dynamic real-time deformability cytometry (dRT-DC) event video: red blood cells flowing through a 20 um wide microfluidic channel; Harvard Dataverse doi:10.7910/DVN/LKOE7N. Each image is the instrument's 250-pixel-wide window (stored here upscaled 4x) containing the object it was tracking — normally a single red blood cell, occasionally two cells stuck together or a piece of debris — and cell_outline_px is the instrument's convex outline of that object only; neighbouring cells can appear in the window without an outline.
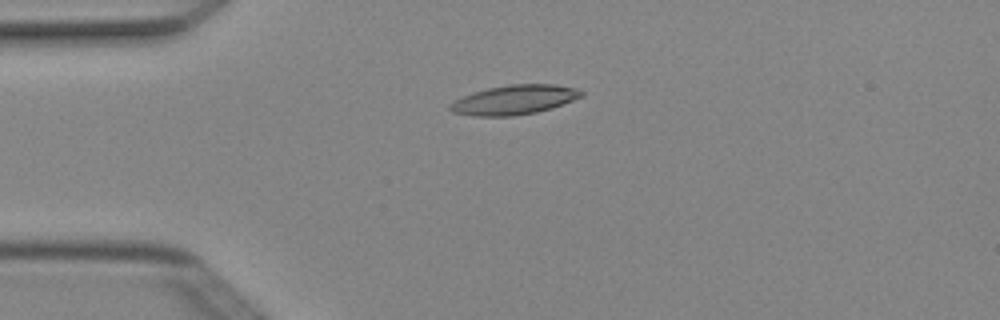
{"species": "Egyptian fruit bat (a non-hibernating species)", "species_latin": "Rousettus aegyptiacus", "temperature_condition": "cold", "stored_images_in_passage": 5, "camera_frame_rate_fps": 3000, "um_per_image_px": 0.085, "animal": {"sex": "female"}, "frame": {"image": 1, "passage_image": 4, "time_ms": 1.0, "image_size_px": [1000, 320], "cell_outline_px": [[584, 96], [552, 108], [536, 112], [512, 116], [472, 116], [452, 112], [448, 108], [448, 104], [472, 92], [488, 88], [508, 84], [556, 84], [576, 88], [584, 92]], "centroid_in_image_um": [43.72, 8.48], "position_along_channel_um": 41.3, "area_um2": 22.66}}